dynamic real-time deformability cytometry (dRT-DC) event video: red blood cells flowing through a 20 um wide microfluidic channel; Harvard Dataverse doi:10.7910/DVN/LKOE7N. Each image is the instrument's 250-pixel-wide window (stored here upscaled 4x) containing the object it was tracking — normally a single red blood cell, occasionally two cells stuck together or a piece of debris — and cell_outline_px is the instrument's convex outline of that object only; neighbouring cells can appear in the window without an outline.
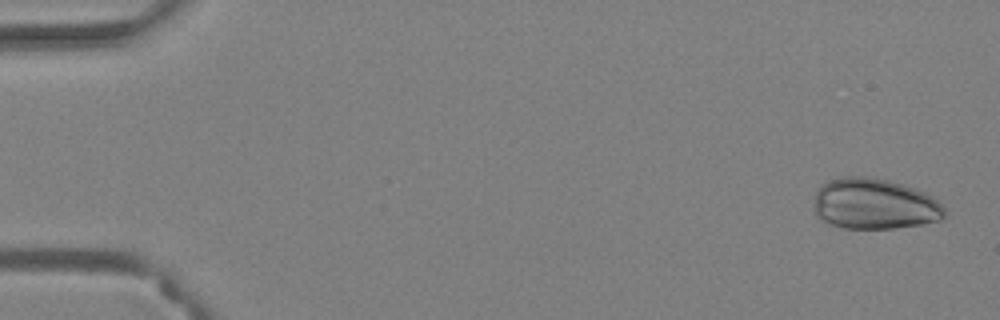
{"species": "Egyptian fruit bat (a non-hibernating species)", "species_latin": "Rousettus aegyptiacus", "temperature_condition": "warm", "stored_images_in_passage": 54, "camera_frame_rate_fps": 3000, "um_per_image_px": 0.085, "animal": {"sex": "female"}, "frame": {"image": 1, "passage_image": 2, "time_ms": 0.333, "image_size_px": [1000, 320], "cell_outline_px": [[944, 216], [940, 220], [920, 224], [896, 228], [844, 228], [832, 224], [816, 216], [816, 192], [820, 184], [828, 180], [848, 176], [864, 176], [888, 180], [924, 192], [932, 196], [944, 208]], "centroid_in_image_um": [74.32, 17.33], "position_along_channel_um": 10.7, "area_um2": 38.26}}
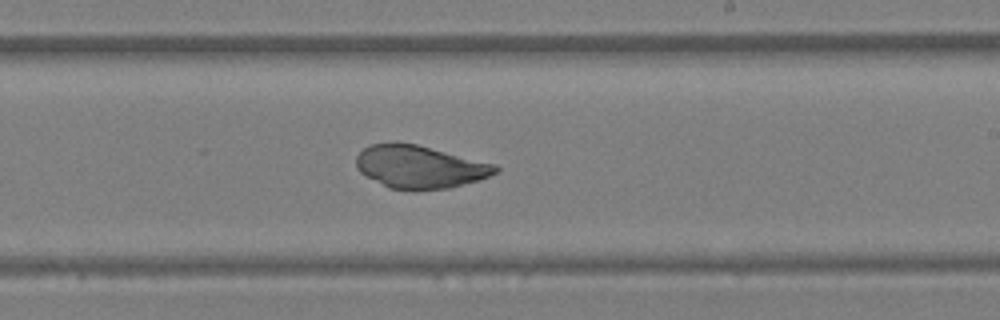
{"frame": {"image": 2, "passage_image": 33, "time_ms": 10.667, "image_size_px": [1000, 320], "cell_outline_px": [[500, 168], [496, 172], [480, 180], [448, 188], [412, 192], [388, 188], [360, 172], [356, 168], [356, 156], [368, 144], [416, 144], [496, 164]], "centroid_in_image_um": [35.68, 14.22], "position_along_channel_um": 253.3, "area_um2": 34.74}}
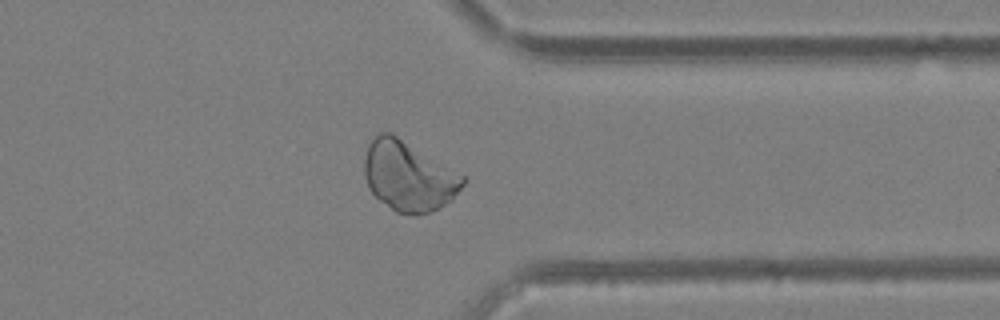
{"frame": {"image": 3, "passage_image": 43, "time_ms": 14.0, "image_size_px": [1000, 320], "cell_outline_px": [[468, 180], [452, 200], [428, 212], [396, 212], [380, 200], [372, 192], [364, 176], [364, 160], [368, 144], [376, 132], [392, 132], [464, 176]], "centroid_in_image_um": [34.71, 14.91], "position_along_channel_um": 376.7, "area_um2": 39.59}}